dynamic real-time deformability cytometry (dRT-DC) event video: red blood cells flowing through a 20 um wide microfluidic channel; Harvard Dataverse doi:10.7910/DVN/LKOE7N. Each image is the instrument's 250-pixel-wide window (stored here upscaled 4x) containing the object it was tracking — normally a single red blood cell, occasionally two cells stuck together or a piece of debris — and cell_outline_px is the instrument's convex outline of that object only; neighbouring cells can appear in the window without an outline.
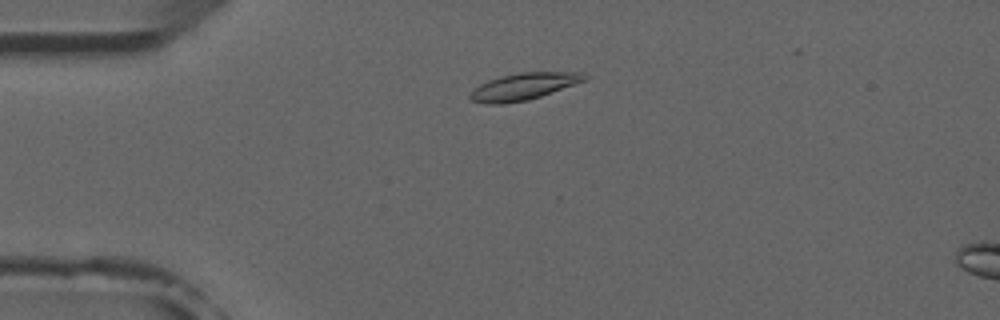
{"species": "common noctule bat (a hibernating species)", "species_latin": "Nyctalus noctula", "temperature_condition": "room temperature", "stored_images_in_passage": 5, "camera_frame_rate_fps": 3000, "um_per_image_px": 0.085, "animal": {"sex": "male", "forearm_length_mm": 52.5}, "frame": {"image": 1, "passage_image": 2, "time_ms": 2.0, "image_size_px": [1000, 320], "cell_outline_px": [[588, 80], [528, 100], [504, 104], [484, 104], [472, 100], [468, 96], [480, 84], [488, 80], [500, 76], [520, 72], [580, 72], [588, 76]], "centroid_in_image_um": [44.52, 7.35], "position_along_channel_um": 40.5, "area_um2": 17.92}}
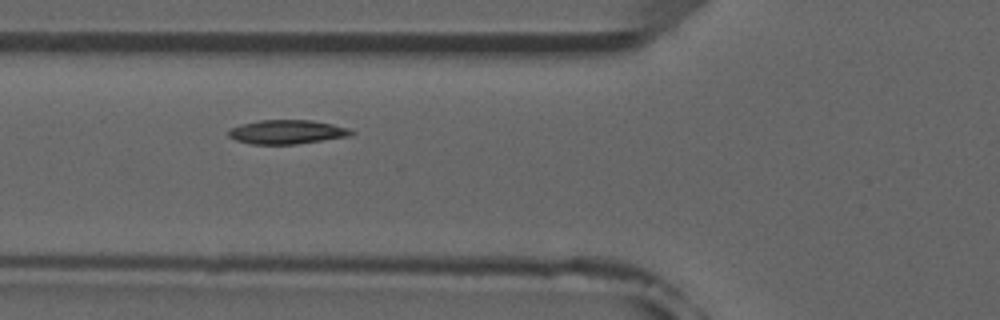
{"frame": {"image": 2, "passage_image": 4, "time_ms": 4.333, "image_size_px": [1000, 320], "cell_outline_px": [[356, 132], [348, 136], [296, 144], [252, 144], [236, 140], [228, 136], [228, 132], [232, 128], [240, 124], [260, 120], [312, 120], [332, 124], [348, 128]], "centroid_in_image_um": [24.38, 11.21], "position_along_channel_um": 101.4, "area_um2": 17.05}}
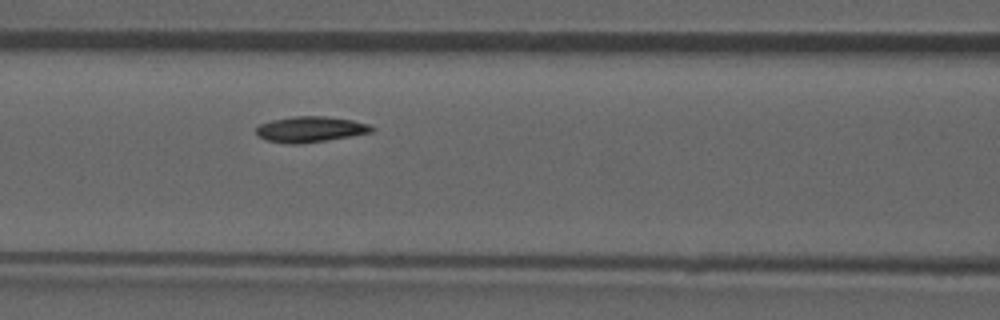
{"frame": {"image": 3, "passage_image": 5, "time_ms": 5.333, "image_size_px": [1000, 320], "cell_outline_px": [[376, 128], [372, 132], [324, 140], [296, 144], [292, 144], [268, 140], [260, 136], [256, 132], [256, 128], [260, 124], [272, 120], [292, 116], [324, 116], [352, 120], [368, 124]], "centroid_in_image_um": [26.39, 10.97], "position_along_channel_um": 140.2, "area_um2": 16.94}}